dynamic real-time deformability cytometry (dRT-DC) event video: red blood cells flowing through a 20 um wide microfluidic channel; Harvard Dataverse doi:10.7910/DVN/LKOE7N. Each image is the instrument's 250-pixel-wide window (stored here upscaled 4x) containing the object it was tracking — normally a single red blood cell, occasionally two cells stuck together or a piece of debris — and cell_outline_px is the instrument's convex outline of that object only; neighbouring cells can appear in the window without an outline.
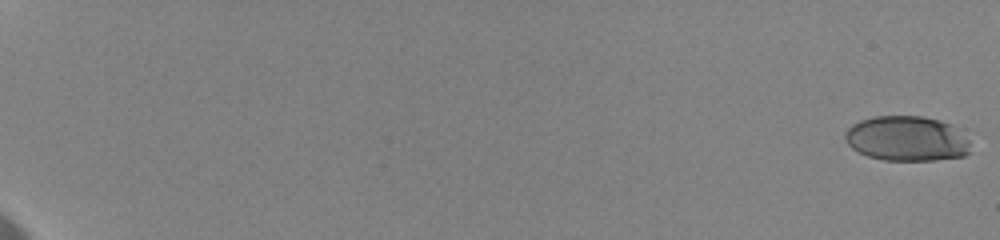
{"species": "human", "species_latin": "Homo sapiens", "temperature_condition": "cold", "stored_images_in_passage": 90, "camera_frame_rate_fps": 3000, "um_per_image_px": 0.085, "donor": {"sex": "female"}, "frame": {"image": 1, "passage_image": 1, "time_ms": 0.0, "image_size_px": [1000, 240], "cell_outline_px": [[972, 152], [964, 156], [932, 160], [884, 160], [868, 156], [852, 148], [844, 140], [844, 132], [852, 124], [860, 120], [872, 116], [924, 116], [940, 120], [948, 124], [968, 140]], "centroid_in_image_um": [77.03, 11.78], "position_along_channel_um": 8.0, "area_um2": 32.83}}
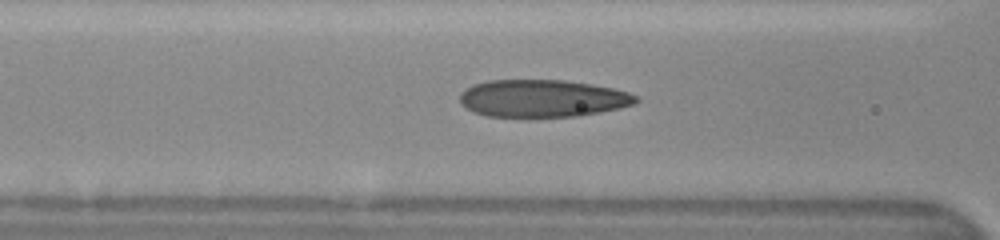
{"frame": {"image": 2, "passage_image": 50, "time_ms": 9.667, "image_size_px": [1000, 240], "cell_outline_px": [[640, 100], [632, 104], [600, 112], [580, 116], [488, 116], [472, 112], [464, 108], [460, 104], [460, 92], [472, 84], [488, 80], [564, 80], [592, 84], [612, 88], [628, 92], [636, 96]], "centroid_in_image_um": [46.05, 8.35], "position_along_channel_um": 120.6, "area_um2": 38.32}}
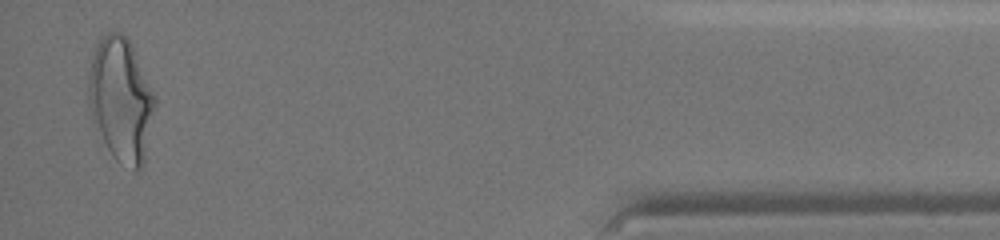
{"frame": {"image": 3, "passage_image": 89, "time_ms": 19.667, "image_size_px": [1000, 240], "cell_outline_px": [[156, 108], [144, 160], [140, 168], [136, 172], [132, 172], [120, 164], [116, 160], [108, 148], [92, 120], [88, 100], [88, 80], [92, 56], [96, 44], [108, 32], [120, 32], [128, 36], [132, 44], [156, 96]], "centroid_in_image_um": [10.3, 8.47], "position_along_channel_um": 424.9, "area_um2": 48.32}, "authors_computed_cell_mechanics": {"area_um2": 37.2521, "velocity_mm_per_s": 3.5576, "shape_relaxation_time_tau1_ms": 4.506, "shape_relaxation_time_tau2_ms": 1.1308, "deformation_change_tau1": 0.1808, "deformation_change_tau2": 0.0814}}